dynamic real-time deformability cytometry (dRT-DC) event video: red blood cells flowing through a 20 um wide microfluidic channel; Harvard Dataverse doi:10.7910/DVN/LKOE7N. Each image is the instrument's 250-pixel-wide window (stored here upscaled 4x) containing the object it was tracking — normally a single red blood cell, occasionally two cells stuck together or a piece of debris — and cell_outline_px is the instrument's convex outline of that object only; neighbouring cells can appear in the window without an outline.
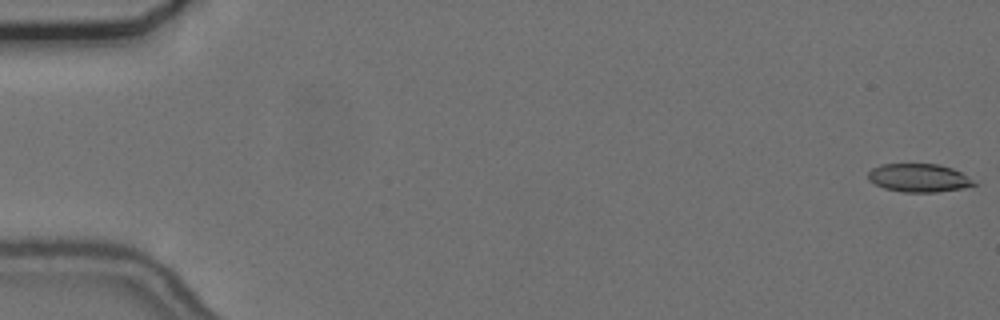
{"species": "common noctule bat (a hibernating species)", "species_latin": "Nyctalus noctula", "temperature_condition": "cold", "stored_images_in_passage": 57, "segment_of_instrument_passage": [1, 2], "camera_frame_rate_fps": 3000, "um_per_image_px": 0.085, "animal": {"sex": "female", "body_mass_g": 24.6, "forearm_length_mm": 56.2}, "frame": {"image": 1, "passage_image": 1, "time_ms": 0.0, "image_size_px": [1000, 320], "cell_outline_px": [[976, 184], [964, 188], [936, 192], [904, 192], [884, 188], [868, 180], [868, 172], [872, 168], [880, 164], [936, 164], [952, 168], [960, 172], [972, 180]], "centroid_in_image_um": [78.06, 15.12], "position_along_channel_um": 6.9, "area_um2": 17.28}}
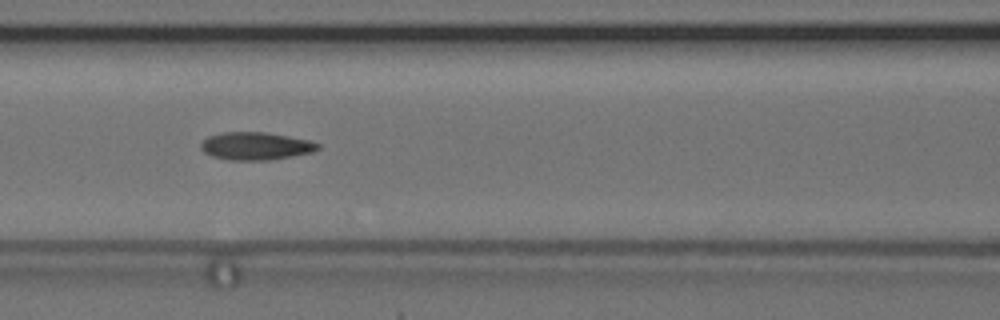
{"frame": {"image": 2, "passage_image": 25, "time_ms": 8.0, "image_size_px": [1000, 320], "cell_outline_px": [[320, 148], [312, 152], [272, 160], [228, 160], [212, 156], [204, 152], [200, 148], [200, 144], [208, 136], [224, 132], [264, 132], [288, 136], [308, 140], [320, 144]], "centroid_in_image_um": [21.72, 12.42], "position_along_channel_um": 144.9, "area_um2": 18.9}}
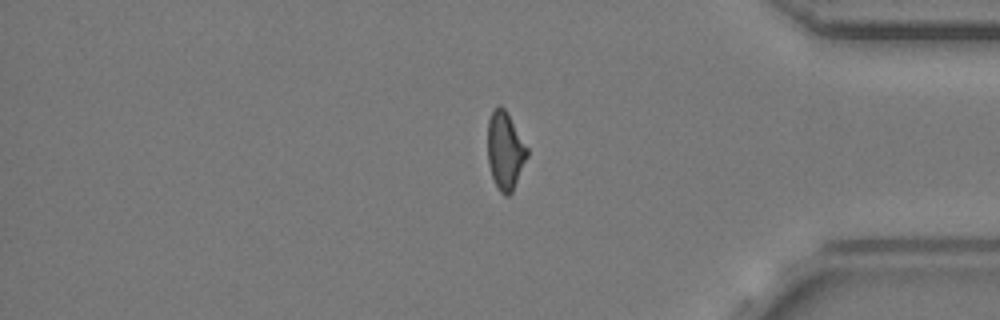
{"frame": {"image": 3, "passage_image": 47, "time_ms": 15.333, "image_size_px": [1000, 320], "cell_outline_px": [[528, 156], [512, 192], [508, 196], [504, 196], [500, 192], [492, 176], [488, 164], [488, 120], [492, 112], [500, 104], [508, 112], [528, 148]], "centroid_in_image_um": [42.95, 12.8], "position_along_channel_um": 392.3, "area_um2": 17.92}}